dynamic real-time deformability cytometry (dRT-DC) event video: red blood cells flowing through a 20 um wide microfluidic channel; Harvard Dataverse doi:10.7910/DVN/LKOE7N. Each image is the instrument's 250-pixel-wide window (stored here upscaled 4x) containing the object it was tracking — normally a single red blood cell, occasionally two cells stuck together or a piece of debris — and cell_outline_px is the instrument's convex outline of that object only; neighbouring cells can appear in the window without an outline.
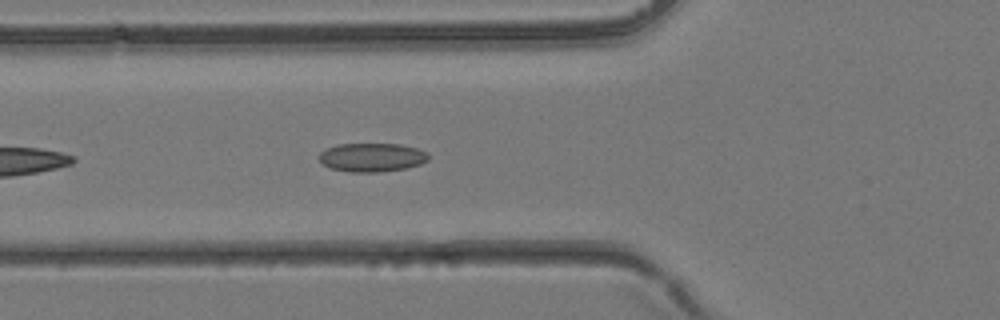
{"species": "common noctule bat (a hibernating species)", "species_latin": "Nyctalus noctula", "temperature_condition": "room temperature", "stored_images_in_passage": 28, "camera_frame_rate_fps": 3000, "um_per_image_px": 0.085, "animal": {"sex": "female", "body_mass_g": 24.6, "forearm_length_mm": 56.2}, "frame": {"image": 1, "passage_image": 4, "time_ms": 1.0, "image_size_px": [1000, 320], "cell_outline_px": [[428, 160], [420, 164], [404, 168], [380, 172], [348, 172], [332, 168], [324, 164], [320, 160], [320, 152], [324, 148], [336, 144], [400, 144], [416, 148], [428, 152]], "centroid_in_image_um": [31.6, 13.37], "position_along_channel_um": 94.2, "area_um2": 18.26}}
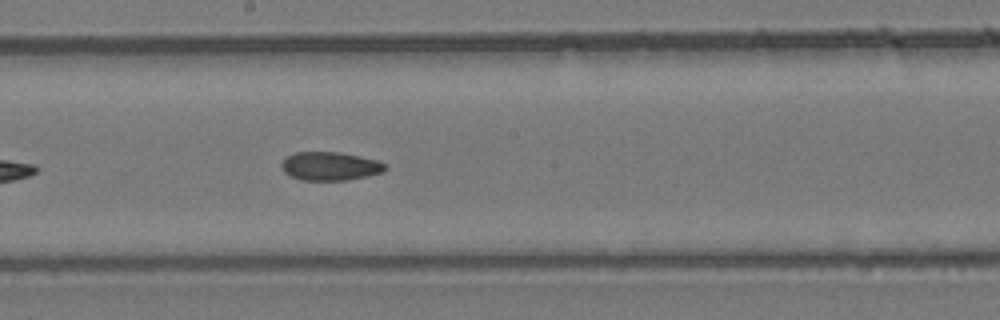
{"frame": {"image": 2, "passage_image": 11, "time_ms": 3.333, "image_size_px": [1000, 320], "cell_outline_px": [[388, 168], [384, 172], [368, 176], [348, 180], [300, 180], [284, 172], [280, 164], [288, 156], [296, 152], [340, 152], [360, 156], [376, 160], [388, 164]], "centroid_in_image_um": [28.11, 14.13], "position_along_channel_um": 220.1, "area_um2": 17.34}}
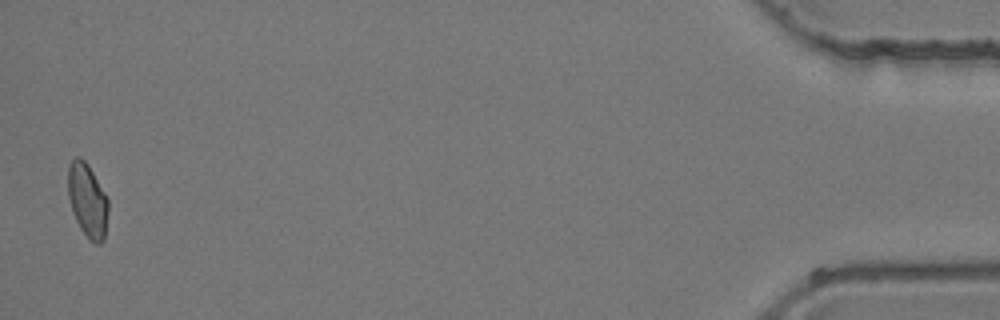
{"frame": {"image": 3, "passage_image": 28, "time_ms": 9.0, "image_size_px": [1000, 320], "cell_outline_px": [[108, 212], [104, 240], [100, 244], [96, 244], [88, 240], [80, 228], [76, 220], [68, 196], [68, 168], [72, 160], [76, 156], [80, 156], [88, 164], [104, 192], [108, 200]], "centroid_in_image_um": [7.44, 17.05], "position_along_channel_um": 427.8, "area_um2": 17.28}}